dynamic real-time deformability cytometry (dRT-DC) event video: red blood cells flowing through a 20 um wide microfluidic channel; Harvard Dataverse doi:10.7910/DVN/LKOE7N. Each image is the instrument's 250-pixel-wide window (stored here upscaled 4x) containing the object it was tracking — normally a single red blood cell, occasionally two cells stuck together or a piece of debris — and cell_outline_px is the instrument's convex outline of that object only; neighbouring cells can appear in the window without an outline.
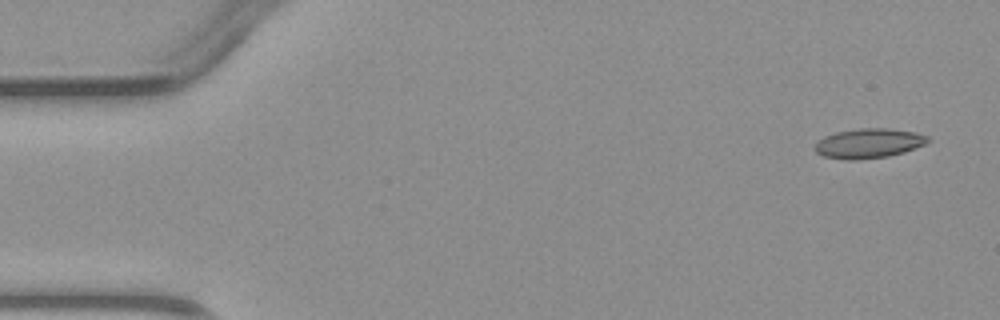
{"species": "common noctule bat (a hibernating species)", "species_latin": "Nyctalus noctula", "temperature_condition": "warm", "stored_images_in_passage": 4, "camera_frame_rate_fps": 3000, "um_per_image_px": 0.085, "animal": {"sex": "male", "body_mass_g": 23.1, "forearm_length_mm": 52.7}, "frame": {"image": 1, "passage_image": 1, "time_ms": 0.0, "image_size_px": [1000, 320], "cell_outline_px": [[928, 140], [924, 144], [904, 152], [888, 156], [856, 160], [844, 160], [824, 156], [816, 152], [816, 144], [824, 136], [836, 132], [860, 128], [888, 128], [916, 132], [928, 136]], "centroid_in_image_um": [73.84, 12.18], "position_along_channel_um": 11.2, "area_um2": 19.36}}
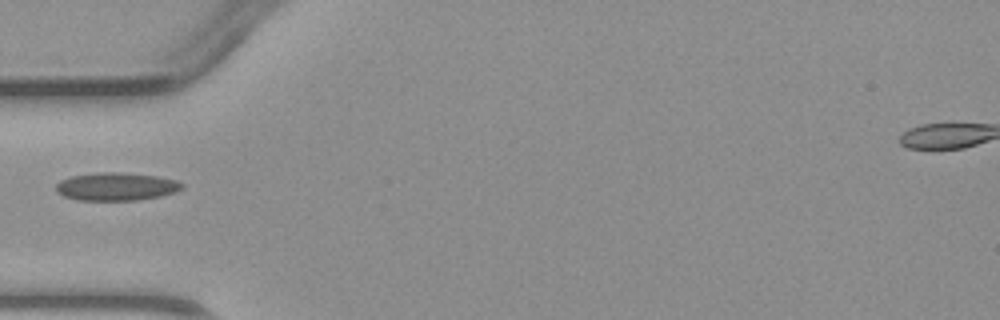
{"frame": {"image": 2, "passage_image": 4, "time_ms": 4.333, "image_size_px": [1000, 320], "cell_outline_px": [[184, 188], [176, 192], [160, 196], [136, 200], [76, 200], [64, 196], [56, 192], [56, 184], [60, 180], [72, 176], [96, 172], [120, 172], [156, 176], [176, 180], [184, 184]], "centroid_in_image_um": [9.88, 15.85], "position_along_channel_um": 75.1, "area_um2": 20.63}}